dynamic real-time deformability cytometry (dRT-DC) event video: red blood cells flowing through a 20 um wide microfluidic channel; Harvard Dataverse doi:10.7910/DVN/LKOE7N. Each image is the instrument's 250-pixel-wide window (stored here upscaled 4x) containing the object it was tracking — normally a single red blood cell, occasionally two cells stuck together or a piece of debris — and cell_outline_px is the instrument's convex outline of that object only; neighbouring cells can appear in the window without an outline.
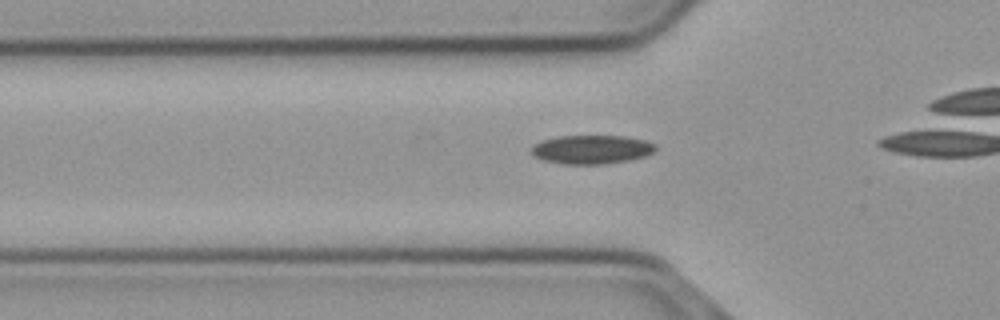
{"species": "common noctule bat (a hibernating species)", "species_latin": "Nyctalus noctula", "temperature_condition": "cold", "stored_images_in_passage": 18, "camera_frame_rate_fps": 3000, "um_per_image_px": 0.085, "animal": {"sex": "male", "body_mass_g": 23.1, "forearm_length_mm": 52.7}, "frame": {"image": 1, "passage_image": 3, "time_ms": 0.667, "image_size_px": [1000, 320], "cell_outline_px": [[656, 148], [652, 152], [644, 156], [628, 160], [604, 164], [560, 164], [544, 160], [532, 156], [532, 144], [544, 140], [560, 136], [624, 136], [644, 140], [656, 144]], "centroid_in_image_um": [50.26, 12.71], "position_along_channel_um": 75.5, "area_um2": 20.75}}
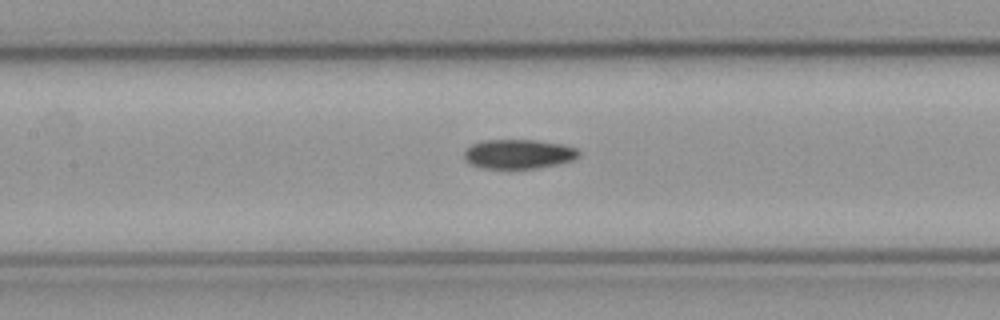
{"frame": {"image": 2, "passage_image": 10, "time_ms": 3.0, "image_size_px": [1000, 320], "cell_outline_px": [[580, 156], [572, 160], [556, 164], [536, 168], [480, 168], [464, 160], [464, 152], [472, 144], [484, 140], [532, 140], [560, 144], [576, 148], [580, 152]], "centroid_in_image_um": [44.06, 13.09], "position_along_channel_um": 163.3, "area_um2": 19.42}}
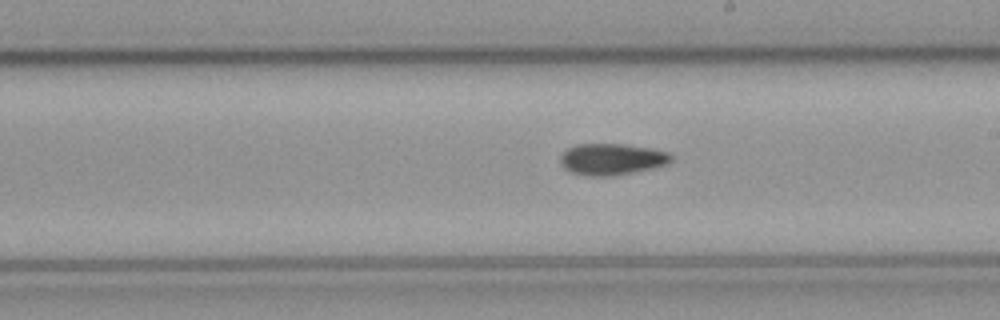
{"frame": {"image": 3, "passage_image": 16, "time_ms": 5.0, "image_size_px": [1000, 320], "cell_outline_px": [[672, 160], [664, 164], [652, 168], [612, 176], [592, 176], [572, 172], [564, 168], [560, 164], [560, 156], [568, 148], [576, 144], [620, 144], [652, 148], [668, 152], [672, 156]], "centroid_in_image_um": [51.98, 13.52], "position_along_channel_um": 237.0, "area_um2": 20.11}}